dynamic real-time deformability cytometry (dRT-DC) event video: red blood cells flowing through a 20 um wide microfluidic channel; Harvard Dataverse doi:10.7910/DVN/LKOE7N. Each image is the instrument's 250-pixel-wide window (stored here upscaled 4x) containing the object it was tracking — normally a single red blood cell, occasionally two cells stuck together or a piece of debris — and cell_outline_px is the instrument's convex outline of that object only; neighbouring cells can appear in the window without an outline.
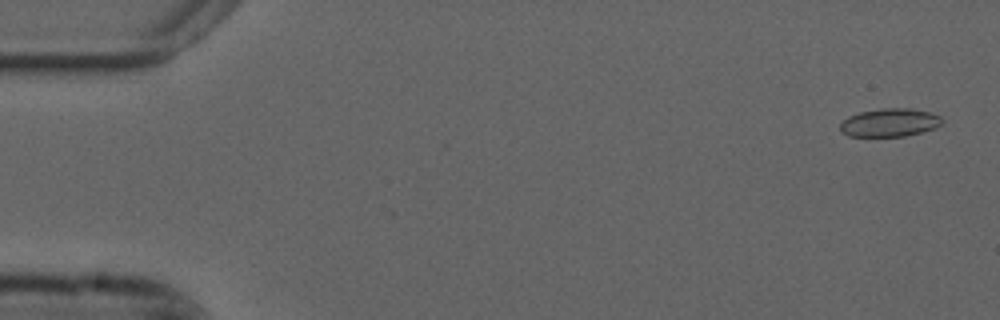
{"species": "common noctule bat (a hibernating species)", "species_latin": "Nyctalus noctula", "temperature_condition": "cold", "stored_images_in_passage": 33, "camera_frame_rate_fps": 3000, "um_per_image_px": 0.085, "animal": {"sex": "male", "forearm_length_mm": 52.5}, "frame": {"image": 1, "passage_image": 2, "time_ms": 0.333, "image_size_px": [1000, 320], "cell_outline_px": [[944, 120], [936, 128], [904, 136], [848, 136], [840, 132], [840, 124], [848, 116], [860, 112], [884, 108], [912, 108], [932, 112], [940, 116]], "centroid_in_image_um": [75.64, 10.41], "position_along_channel_um": 9.4, "area_um2": 16.82}}
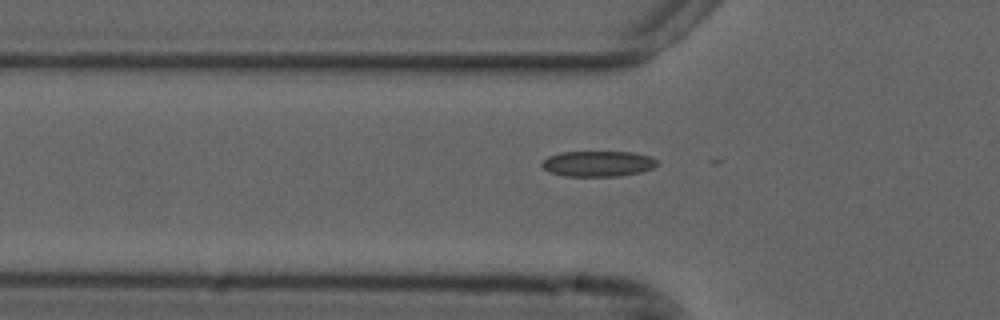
{"frame": {"image": 2, "passage_image": 18, "time_ms": 5.667, "image_size_px": [1000, 320], "cell_outline_px": [[656, 164], [652, 168], [640, 172], [620, 176], [564, 176], [548, 172], [540, 164], [548, 156], [560, 152], [632, 152], [652, 156], [656, 160]], "centroid_in_image_um": [50.8, 13.91], "position_along_channel_um": 75.0, "area_um2": 17.22}}
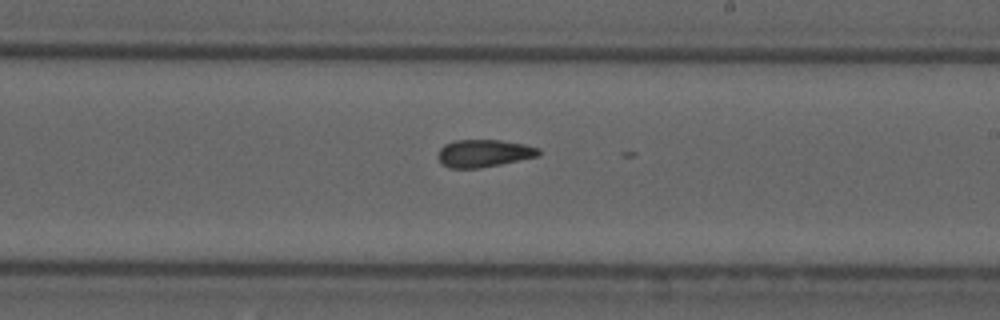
{"frame": {"image": 3, "passage_image": 32, "time_ms": 10.333, "image_size_px": [1000, 320], "cell_outline_px": [[540, 156], [480, 168], [448, 168], [436, 156], [440, 148], [444, 144], [452, 140], [500, 140], [524, 144], [540, 148]], "centroid_in_image_um": [41.12, 13.02], "position_along_channel_um": 247.9, "area_um2": 16.24}}